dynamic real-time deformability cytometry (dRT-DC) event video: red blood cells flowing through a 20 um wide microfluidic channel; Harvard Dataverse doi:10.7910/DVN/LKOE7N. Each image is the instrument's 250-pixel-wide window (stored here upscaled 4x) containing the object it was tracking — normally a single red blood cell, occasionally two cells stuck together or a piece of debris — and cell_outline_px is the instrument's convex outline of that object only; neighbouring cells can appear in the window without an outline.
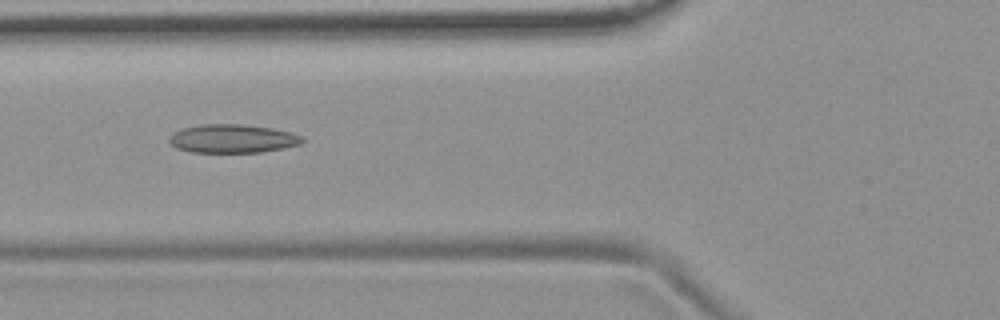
{"species": "common noctule bat (a hibernating species)", "species_latin": "Nyctalus noctula", "temperature_condition": "room temperature", "stored_images_in_passage": 54, "camera_frame_rate_fps": 3000, "um_per_image_px": 0.085, "animal": {"sex": "female", "body_mass_g": 19.9}, "frame": {"image": 1, "passage_image": 20, "time_ms": 6.333, "image_size_px": [1000, 320], "cell_outline_px": [[304, 140], [300, 144], [284, 148], [260, 152], [188, 152], [176, 148], [168, 140], [176, 132], [184, 128], [200, 124], [240, 124], [272, 128], [292, 132], [304, 136]], "centroid_in_image_um": [19.81, 11.78], "position_along_channel_um": 106.0, "area_um2": 22.08}}
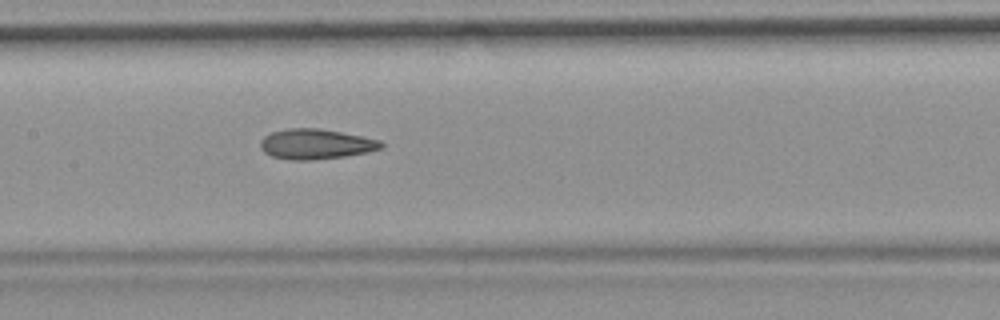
{"frame": {"image": 2, "passage_image": 26, "time_ms": 8.333, "image_size_px": [1000, 320], "cell_outline_px": [[384, 148], [368, 152], [344, 156], [312, 160], [292, 160], [272, 156], [264, 152], [260, 148], [260, 140], [264, 136], [272, 132], [288, 128], [320, 128], [380, 140], [384, 144]], "centroid_in_image_um": [26.84, 12.24], "position_along_channel_um": 180.6, "area_um2": 21.21}}
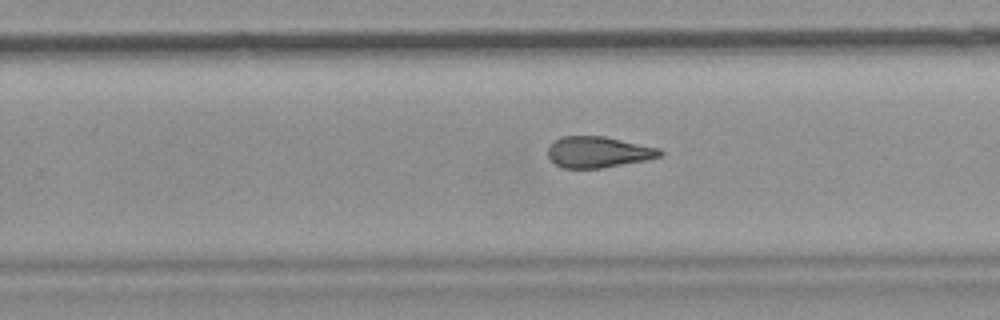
{"frame": {"image": 3, "passage_image": 34, "time_ms": 11.0, "image_size_px": [1000, 320], "cell_outline_px": [[664, 152], [660, 156], [648, 160], [600, 168], [564, 168], [556, 164], [548, 156], [548, 148], [556, 140], [564, 136], [604, 136], [660, 148]], "centroid_in_image_um": [50.89, 12.92], "position_along_channel_um": 278.9, "area_um2": 20.17}, "authors_computed_cell_mechanics": {"area_um2": 21.3282, "velocity_mm_per_s": 3.7201, "shape_relaxation_time_tau1_ms": null, "shape_relaxation_time_tau2_ms": 4.2378, "deformation_change_tau1": null, "deformation_change_tau2": 0.1311}}